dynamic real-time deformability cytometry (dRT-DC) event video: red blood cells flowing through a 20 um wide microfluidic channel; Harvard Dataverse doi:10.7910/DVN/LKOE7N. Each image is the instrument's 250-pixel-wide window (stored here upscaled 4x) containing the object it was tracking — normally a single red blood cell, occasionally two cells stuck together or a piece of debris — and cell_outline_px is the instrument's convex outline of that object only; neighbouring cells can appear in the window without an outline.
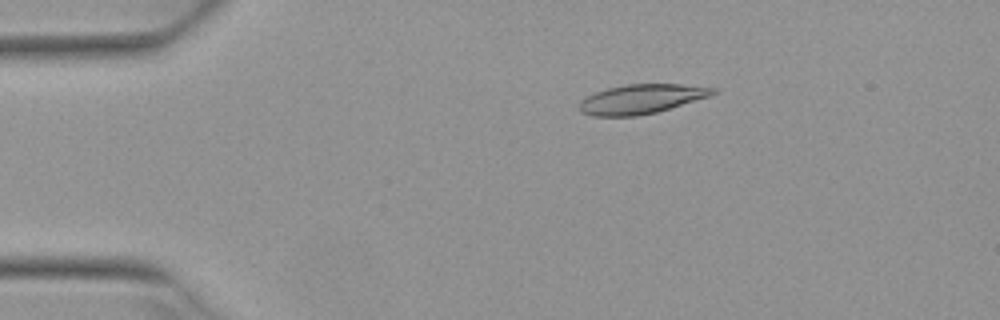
{"species": "Egyptian fruit bat (a non-hibernating species)", "species_latin": "Rousettus aegyptiacus", "temperature_condition": "warm", "stored_images_in_passage": 6, "camera_frame_rate_fps": 3000, "um_per_image_px": 0.085, "animal": {"sex": "female"}, "frame": {"image": 1, "passage_image": 3, "time_ms": 0.667, "image_size_px": [1000, 320], "cell_outline_px": [[716, 92], [708, 96], [656, 112], [636, 116], [592, 116], [580, 112], [580, 100], [596, 92], [608, 88], [628, 84], [680, 84], [716, 88]], "centroid_in_image_um": [54.47, 8.42], "position_along_channel_um": 30.5, "area_um2": 22.48}}
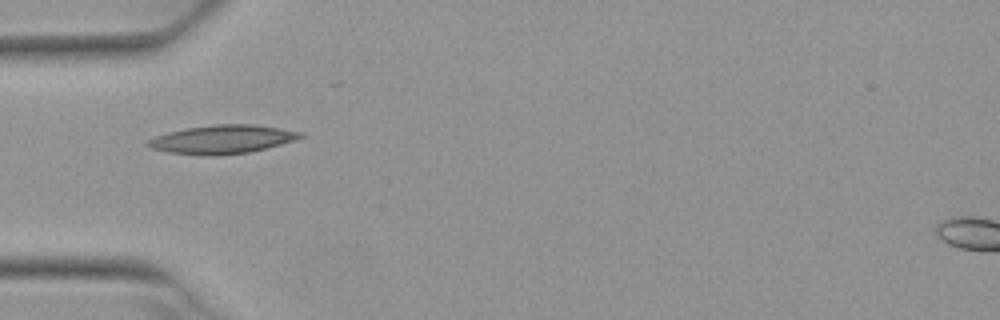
{"frame": {"image": 2, "passage_image": 5, "time_ms": 1.333, "image_size_px": [1000, 320], "cell_outline_px": [[304, 136], [296, 140], [248, 152], [212, 156], [208, 156], [168, 152], [152, 148], [144, 144], [148, 140], [156, 136], [168, 132], [188, 128], [216, 124], [252, 124], [280, 128], [304, 132]], "centroid_in_image_um": [18.9, 11.84], "position_along_channel_um": 66.1, "area_um2": 25.2}}
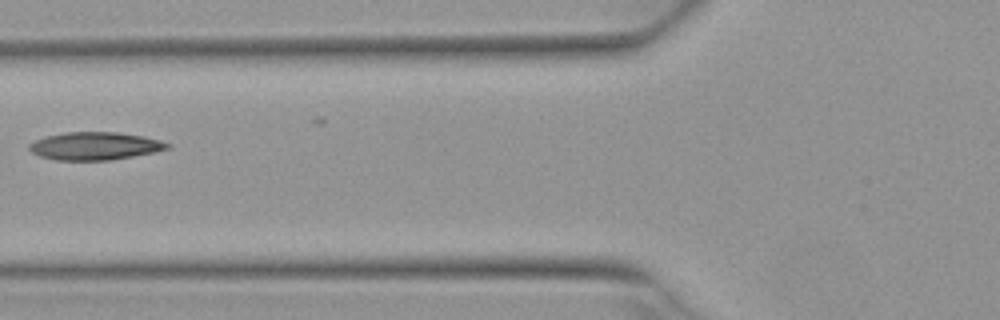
{"frame": {"image": 3, "passage_image": 6, "time_ms": 1.667, "image_size_px": [1000, 320], "cell_outline_px": [[172, 148], [156, 152], [112, 160], [56, 160], [40, 156], [32, 152], [28, 148], [28, 144], [36, 140], [48, 136], [64, 132], [116, 132], [144, 136], [160, 140], [172, 144]], "centroid_in_image_um": [8.13, 12.41], "position_along_channel_um": 117.7, "area_um2": 22.54}}